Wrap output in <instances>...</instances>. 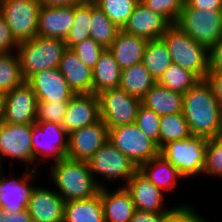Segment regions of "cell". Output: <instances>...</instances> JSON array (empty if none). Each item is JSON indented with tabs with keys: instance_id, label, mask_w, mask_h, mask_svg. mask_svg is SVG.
<instances>
[{
	"instance_id": "obj_1",
	"label": "cell",
	"mask_w": 222,
	"mask_h": 222,
	"mask_svg": "<svg viewBox=\"0 0 222 222\" xmlns=\"http://www.w3.org/2000/svg\"><path fill=\"white\" fill-rule=\"evenodd\" d=\"M182 113L193 136L220 137L222 107L206 80H200L183 94Z\"/></svg>"
},
{
	"instance_id": "obj_2",
	"label": "cell",
	"mask_w": 222,
	"mask_h": 222,
	"mask_svg": "<svg viewBox=\"0 0 222 222\" xmlns=\"http://www.w3.org/2000/svg\"><path fill=\"white\" fill-rule=\"evenodd\" d=\"M51 165L49 169L51 181L54 182L57 193L65 202L91 198L104 187L102 182L99 183V180L92 176L86 161L66 157Z\"/></svg>"
},
{
	"instance_id": "obj_3",
	"label": "cell",
	"mask_w": 222,
	"mask_h": 222,
	"mask_svg": "<svg viewBox=\"0 0 222 222\" xmlns=\"http://www.w3.org/2000/svg\"><path fill=\"white\" fill-rule=\"evenodd\" d=\"M66 49L64 40L58 38L35 36L30 40L20 42L16 53L23 78L28 81L42 70L59 68Z\"/></svg>"
},
{
	"instance_id": "obj_4",
	"label": "cell",
	"mask_w": 222,
	"mask_h": 222,
	"mask_svg": "<svg viewBox=\"0 0 222 222\" xmlns=\"http://www.w3.org/2000/svg\"><path fill=\"white\" fill-rule=\"evenodd\" d=\"M171 56L172 63L190 70L201 80L209 71V50L194 41L180 26L170 24L161 37Z\"/></svg>"
},
{
	"instance_id": "obj_5",
	"label": "cell",
	"mask_w": 222,
	"mask_h": 222,
	"mask_svg": "<svg viewBox=\"0 0 222 222\" xmlns=\"http://www.w3.org/2000/svg\"><path fill=\"white\" fill-rule=\"evenodd\" d=\"M206 147V138L192 135L183 140L168 142L160 149V155L184 178H191L204 171Z\"/></svg>"
},
{
	"instance_id": "obj_6",
	"label": "cell",
	"mask_w": 222,
	"mask_h": 222,
	"mask_svg": "<svg viewBox=\"0 0 222 222\" xmlns=\"http://www.w3.org/2000/svg\"><path fill=\"white\" fill-rule=\"evenodd\" d=\"M176 24L208 50L222 38V10L205 12L184 4Z\"/></svg>"
},
{
	"instance_id": "obj_7",
	"label": "cell",
	"mask_w": 222,
	"mask_h": 222,
	"mask_svg": "<svg viewBox=\"0 0 222 222\" xmlns=\"http://www.w3.org/2000/svg\"><path fill=\"white\" fill-rule=\"evenodd\" d=\"M108 141L137 167L160 155L158 144L147 137L135 123L109 128Z\"/></svg>"
},
{
	"instance_id": "obj_8",
	"label": "cell",
	"mask_w": 222,
	"mask_h": 222,
	"mask_svg": "<svg viewBox=\"0 0 222 222\" xmlns=\"http://www.w3.org/2000/svg\"><path fill=\"white\" fill-rule=\"evenodd\" d=\"M39 0H0V14L20 43L37 36Z\"/></svg>"
},
{
	"instance_id": "obj_9",
	"label": "cell",
	"mask_w": 222,
	"mask_h": 222,
	"mask_svg": "<svg viewBox=\"0 0 222 222\" xmlns=\"http://www.w3.org/2000/svg\"><path fill=\"white\" fill-rule=\"evenodd\" d=\"M100 119L108 128L134 124L141 101L120 88L97 94Z\"/></svg>"
},
{
	"instance_id": "obj_10",
	"label": "cell",
	"mask_w": 222,
	"mask_h": 222,
	"mask_svg": "<svg viewBox=\"0 0 222 222\" xmlns=\"http://www.w3.org/2000/svg\"><path fill=\"white\" fill-rule=\"evenodd\" d=\"M68 138L69 134L59 123L35 122L31 135L35 161L43 159L49 163L53 158L52 163H55L66 158Z\"/></svg>"
},
{
	"instance_id": "obj_11",
	"label": "cell",
	"mask_w": 222,
	"mask_h": 222,
	"mask_svg": "<svg viewBox=\"0 0 222 222\" xmlns=\"http://www.w3.org/2000/svg\"><path fill=\"white\" fill-rule=\"evenodd\" d=\"M88 165L93 177L97 174L107 181L124 180L125 184L138 170V167L109 141L89 159Z\"/></svg>"
},
{
	"instance_id": "obj_12",
	"label": "cell",
	"mask_w": 222,
	"mask_h": 222,
	"mask_svg": "<svg viewBox=\"0 0 222 222\" xmlns=\"http://www.w3.org/2000/svg\"><path fill=\"white\" fill-rule=\"evenodd\" d=\"M33 124L5 123L0 128V167L2 159L11 158L37 167L31 141ZM5 156V157H4ZM4 157V158H3Z\"/></svg>"
},
{
	"instance_id": "obj_13",
	"label": "cell",
	"mask_w": 222,
	"mask_h": 222,
	"mask_svg": "<svg viewBox=\"0 0 222 222\" xmlns=\"http://www.w3.org/2000/svg\"><path fill=\"white\" fill-rule=\"evenodd\" d=\"M109 128L103 120L69 133L67 158L86 161L108 141Z\"/></svg>"
},
{
	"instance_id": "obj_14",
	"label": "cell",
	"mask_w": 222,
	"mask_h": 222,
	"mask_svg": "<svg viewBox=\"0 0 222 222\" xmlns=\"http://www.w3.org/2000/svg\"><path fill=\"white\" fill-rule=\"evenodd\" d=\"M37 102V96L31 84L25 80L5 94L3 122L34 124L36 122Z\"/></svg>"
},
{
	"instance_id": "obj_15",
	"label": "cell",
	"mask_w": 222,
	"mask_h": 222,
	"mask_svg": "<svg viewBox=\"0 0 222 222\" xmlns=\"http://www.w3.org/2000/svg\"><path fill=\"white\" fill-rule=\"evenodd\" d=\"M28 82L38 102L70 101L75 95L58 68L42 70L34 74Z\"/></svg>"
},
{
	"instance_id": "obj_16",
	"label": "cell",
	"mask_w": 222,
	"mask_h": 222,
	"mask_svg": "<svg viewBox=\"0 0 222 222\" xmlns=\"http://www.w3.org/2000/svg\"><path fill=\"white\" fill-rule=\"evenodd\" d=\"M38 172L37 169H32L25 173L21 178L14 177L5 178L3 176L2 168L0 169V207L4 208L6 212H19L27 208L31 193L35 187L29 184L30 180L36 179L34 176ZM34 174V175H33ZM9 179V180H8Z\"/></svg>"
},
{
	"instance_id": "obj_17",
	"label": "cell",
	"mask_w": 222,
	"mask_h": 222,
	"mask_svg": "<svg viewBox=\"0 0 222 222\" xmlns=\"http://www.w3.org/2000/svg\"><path fill=\"white\" fill-rule=\"evenodd\" d=\"M123 187L131 195L135 209L148 212H170L174 207H163L164 195L150 180L137 170Z\"/></svg>"
},
{
	"instance_id": "obj_18",
	"label": "cell",
	"mask_w": 222,
	"mask_h": 222,
	"mask_svg": "<svg viewBox=\"0 0 222 222\" xmlns=\"http://www.w3.org/2000/svg\"><path fill=\"white\" fill-rule=\"evenodd\" d=\"M100 120L98 97L94 93L75 94L68 102L62 126L69 134Z\"/></svg>"
},
{
	"instance_id": "obj_19",
	"label": "cell",
	"mask_w": 222,
	"mask_h": 222,
	"mask_svg": "<svg viewBox=\"0 0 222 222\" xmlns=\"http://www.w3.org/2000/svg\"><path fill=\"white\" fill-rule=\"evenodd\" d=\"M64 199L54 190L35 186L27 210L33 222H63Z\"/></svg>"
},
{
	"instance_id": "obj_20",
	"label": "cell",
	"mask_w": 222,
	"mask_h": 222,
	"mask_svg": "<svg viewBox=\"0 0 222 222\" xmlns=\"http://www.w3.org/2000/svg\"><path fill=\"white\" fill-rule=\"evenodd\" d=\"M170 23L160 14L147 8L141 1L135 6L123 31L147 40L161 39Z\"/></svg>"
},
{
	"instance_id": "obj_21",
	"label": "cell",
	"mask_w": 222,
	"mask_h": 222,
	"mask_svg": "<svg viewBox=\"0 0 222 222\" xmlns=\"http://www.w3.org/2000/svg\"><path fill=\"white\" fill-rule=\"evenodd\" d=\"M74 17V6L41 5L37 36L64 40L73 26Z\"/></svg>"
},
{
	"instance_id": "obj_22",
	"label": "cell",
	"mask_w": 222,
	"mask_h": 222,
	"mask_svg": "<svg viewBox=\"0 0 222 222\" xmlns=\"http://www.w3.org/2000/svg\"><path fill=\"white\" fill-rule=\"evenodd\" d=\"M58 69L75 94L93 93V70L71 49L64 51Z\"/></svg>"
},
{
	"instance_id": "obj_23",
	"label": "cell",
	"mask_w": 222,
	"mask_h": 222,
	"mask_svg": "<svg viewBox=\"0 0 222 222\" xmlns=\"http://www.w3.org/2000/svg\"><path fill=\"white\" fill-rule=\"evenodd\" d=\"M105 222H129L135 209L131 195L125 187L109 191L106 186L99 190Z\"/></svg>"
},
{
	"instance_id": "obj_24",
	"label": "cell",
	"mask_w": 222,
	"mask_h": 222,
	"mask_svg": "<svg viewBox=\"0 0 222 222\" xmlns=\"http://www.w3.org/2000/svg\"><path fill=\"white\" fill-rule=\"evenodd\" d=\"M148 40L120 30L108 48L121 70L142 62Z\"/></svg>"
},
{
	"instance_id": "obj_25",
	"label": "cell",
	"mask_w": 222,
	"mask_h": 222,
	"mask_svg": "<svg viewBox=\"0 0 222 222\" xmlns=\"http://www.w3.org/2000/svg\"><path fill=\"white\" fill-rule=\"evenodd\" d=\"M141 104L159 116L182 113L183 94L172 91L157 83L145 94Z\"/></svg>"
},
{
	"instance_id": "obj_26",
	"label": "cell",
	"mask_w": 222,
	"mask_h": 222,
	"mask_svg": "<svg viewBox=\"0 0 222 222\" xmlns=\"http://www.w3.org/2000/svg\"><path fill=\"white\" fill-rule=\"evenodd\" d=\"M138 170L163 192L166 190L171 191V189H174L178 184V178H184L179 171L161 155L152 158L149 162L141 164Z\"/></svg>"
},
{
	"instance_id": "obj_27",
	"label": "cell",
	"mask_w": 222,
	"mask_h": 222,
	"mask_svg": "<svg viewBox=\"0 0 222 222\" xmlns=\"http://www.w3.org/2000/svg\"><path fill=\"white\" fill-rule=\"evenodd\" d=\"M93 70V93L95 95L108 89L119 88L121 82V69L114 56L106 48Z\"/></svg>"
},
{
	"instance_id": "obj_28",
	"label": "cell",
	"mask_w": 222,
	"mask_h": 222,
	"mask_svg": "<svg viewBox=\"0 0 222 222\" xmlns=\"http://www.w3.org/2000/svg\"><path fill=\"white\" fill-rule=\"evenodd\" d=\"M63 222H105L100 194L65 202Z\"/></svg>"
},
{
	"instance_id": "obj_29",
	"label": "cell",
	"mask_w": 222,
	"mask_h": 222,
	"mask_svg": "<svg viewBox=\"0 0 222 222\" xmlns=\"http://www.w3.org/2000/svg\"><path fill=\"white\" fill-rule=\"evenodd\" d=\"M156 84L142 62L121 70V82L119 88L127 92L133 98L142 101L145 94Z\"/></svg>"
},
{
	"instance_id": "obj_30",
	"label": "cell",
	"mask_w": 222,
	"mask_h": 222,
	"mask_svg": "<svg viewBox=\"0 0 222 222\" xmlns=\"http://www.w3.org/2000/svg\"><path fill=\"white\" fill-rule=\"evenodd\" d=\"M142 63L157 81L172 64L171 56L162 39L148 40L143 53Z\"/></svg>"
},
{
	"instance_id": "obj_31",
	"label": "cell",
	"mask_w": 222,
	"mask_h": 222,
	"mask_svg": "<svg viewBox=\"0 0 222 222\" xmlns=\"http://www.w3.org/2000/svg\"><path fill=\"white\" fill-rule=\"evenodd\" d=\"M90 24V37L104 48L111 46L121 30L105 15L96 3H92Z\"/></svg>"
},
{
	"instance_id": "obj_32",
	"label": "cell",
	"mask_w": 222,
	"mask_h": 222,
	"mask_svg": "<svg viewBox=\"0 0 222 222\" xmlns=\"http://www.w3.org/2000/svg\"><path fill=\"white\" fill-rule=\"evenodd\" d=\"M91 13L92 3L82 2L74 5V23L64 39V43L68 49H71L83 40L90 38Z\"/></svg>"
},
{
	"instance_id": "obj_33",
	"label": "cell",
	"mask_w": 222,
	"mask_h": 222,
	"mask_svg": "<svg viewBox=\"0 0 222 222\" xmlns=\"http://www.w3.org/2000/svg\"><path fill=\"white\" fill-rule=\"evenodd\" d=\"M200 80L201 79L190 70L172 63L156 83L172 91L184 94Z\"/></svg>"
},
{
	"instance_id": "obj_34",
	"label": "cell",
	"mask_w": 222,
	"mask_h": 222,
	"mask_svg": "<svg viewBox=\"0 0 222 222\" xmlns=\"http://www.w3.org/2000/svg\"><path fill=\"white\" fill-rule=\"evenodd\" d=\"M192 136L183 113H176L160 118L159 148L171 141L183 140Z\"/></svg>"
},
{
	"instance_id": "obj_35",
	"label": "cell",
	"mask_w": 222,
	"mask_h": 222,
	"mask_svg": "<svg viewBox=\"0 0 222 222\" xmlns=\"http://www.w3.org/2000/svg\"><path fill=\"white\" fill-rule=\"evenodd\" d=\"M24 81L17 53L0 54V90L6 94Z\"/></svg>"
},
{
	"instance_id": "obj_36",
	"label": "cell",
	"mask_w": 222,
	"mask_h": 222,
	"mask_svg": "<svg viewBox=\"0 0 222 222\" xmlns=\"http://www.w3.org/2000/svg\"><path fill=\"white\" fill-rule=\"evenodd\" d=\"M139 1L140 0H99L96 5L122 30Z\"/></svg>"
},
{
	"instance_id": "obj_37",
	"label": "cell",
	"mask_w": 222,
	"mask_h": 222,
	"mask_svg": "<svg viewBox=\"0 0 222 222\" xmlns=\"http://www.w3.org/2000/svg\"><path fill=\"white\" fill-rule=\"evenodd\" d=\"M203 174L222 178V137L207 139Z\"/></svg>"
},
{
	"instance_id": "obj_38",
	"label": "cell",
	"mask_w": 222,
	"mask_h": 222,
	"mask_svg": "<svg viewBox=\"0 0 222 222\" xmlns=\"http://www.w3.org/2000/svg\"><path fill=\"white\" fill-rule=\"evenodd\" d=\"M147 8L163 16L170 24L177 23L185 0H140Z\"/></svg>"
},
{
	"instance_id": "obj_39",
	"label": "cell",
	"mask_w": 222,
	"mask_h": 222,
	"mask_svg": "<svg viewBox=\"0 0 222 222\" xmlns=\"http://www.w3.org/2000/svg\"><path fill=\"white\" fill-rule=\"evenodd\" d=\"M160 118L153 110L146 108L144 105H140L137 111V117L135 124L140 130L150 139L154 140L159 146V129Z\"/></svg>"
},
{
	"instance_id": "obj_40",
	"label": "cell",
	"mask_w": 222,
	"mask_h": 222,
	"mask_svg": "<svg viewBox=\"0 0 222 222\" xmlns=\"http://www.w3.org/2000/svg\"><path fill=\"white\" fill-rule=\"evenodd\" d=\"M69 101L37 102L36 122L62 124Z\"/></svg>"
},
{
	"instance_id": "obj_41",
	"label": "cell",
	"mask_w": 222,
	"mask_h": 222,
	"mask_svg": "<svg viewBox=\"0 0 222 222\" xmlns=\"http://www.w3.org/2000/svg\"><path fill=\"white\" fill-rule=\"evenodd\" d=\"M102 45L94 41L91 37L73 46L71 50L79 59L91 69L97 64L102 52L105 50Z\"/></svg>"
},
{
	"instance_id": "obj_42",
	"label": "cell",
	"mask_w": 222,
	"mask_h": 222,
	"mask_svg": "<svg viewBox=\"0 0 222 222\" xmlns=\"http://www.w3.org/2000/svg\"><path fill=\"white\" fill-rule=\"evenodd\" d=\"M196 209L186 203L174 207L164 219V222H195L200 216Z\"/></svg>"
},
{
	"instance_id": "obj_43",
	"label": "cell",
	"mask_w": 222,
	"mask_h": 222,
	"mask_svg": "<svg viewBox=\"0 0 222 222\" xmlns=\"http://www.w3.org/2000/svg\"><path fill=\"white\" fill-rule=\"evenodd\" d=\"M18 44L19 43L13 37L7 22L0 14V54L15 52Z\"/></svg>"
},
{
	"instance_id": "obj_44",
	"label": "cell",
	"mask_w": 222,
	"mask_h": 222,
	"mask_svg": "<svg viewBox=\"0 0 222 222\" xmlns=\"http://www.w3.org/2000/svg\"><path fill=\"white\" fill-rule=\"evenodd\" d=\"M208 73H222V38L209 50Z\"/></svg>"
},
{
	"instance_id": "obj_45",
	"label": "cell",
	"mask_w": 222,
	"mask_h": 222,
	"mask_svg": "<svg viewBox=\"0 0 222 222\" xmlns=\"http://www.w3.org/2000/svg\"><path fill=\"white\" fill-rule=\"evenodd\" d=\"M169 212H148L136 209L129 222H164Z\"/></svg>"
},
{
	"instance_id": "obj_46",
	"label": "cell",
	"mask_w": 222,
	"mask_h": 222,
	"mask_svg": "<svg viewBox=\"0 0 222 222\" xmlns=\"http://www.w3.org/2000/svg\"><path fill=\"white\" fill-rule=\"evenodd\" d=\"M0 222H33V220L27 208L19 212L9 213L0 207Z\"/></svg>"
},
{
	"instance_id": "obj_47",
	"label": "cell",
	"mask_w": 222,
	"mask_h": 222,
	"mask_svg": "<svg viewBox=\"0 0 222 222\" xmlns=\"http://www.w3.org/2000/svg\"><path fill=\"white\" fill-rule=\"evenodd\" d=\"M189 8L208 10H222V0H185L184 3Z\"/></svg>"
},
{
	"instance_id": "obj_48",
	"label": "cell",
	"mask_w": 222,
	"mask_h": 222,
	"mask_svg": "<svg viewBox=\"0 0 222 222\" xmlns=\"http://www.w3.org/2000/svg\"><path fill=\"white\" fill-rule=\"evenodd\" d=\"M205 80L211 86L213 95L222 107V73H208Z\"/></svg>"
},
{
	"instance_id": "obj_49",
	"label": "cell",
	"mask_w": 222,
	"mask_h": 222,
	"mask_svg": "<svg viewBox=\"0 0 222 222\" xmlns=\"http://www.w3.org/2000/svg\"><path fill=\"white\" fill-rule=\"evenodd\" d=\"M43 6H74L83 2V0H39Z\"/></svg>"
},
{
	"instance_id": "obj_50",
	"label": "cell",
	"mask_w": 222,
	"mask_h": 222,
	"mask_svg": "<svg viewBox=\"0 0 222 222\" xmlns=\"http://www.w3.org/2000/svg\"><path fill=\"white\" fill-rule=\"evenodd\" d=\"M5 104V93L0 90V117H2Z\"/></svg>"
},
{
	"instance_id": "obj_51",
	"label": "cell",
	"mask_w": 222,
	"mask_h": 222,
	"mask_svg": "<svg viewBox=\"0 0 222 222\" xmlns=\"http://www.w3.org/2000/svg\"><path fill=\"white\" fill-rule=\"evenodd\" d=\"M203 217L202 216H199L196 220H195V222H209V221H205V219H202Z\"/></svg>"
},
{
	"instance_id": "obj_52",
	"label": "cell",
	"mask_w": 222,
	"mask_h": 222,
	"mask_svg": "<svg viewBox=\"0 0 222 222\" xmlns=\"http://www.w3.org/2000/svg\"><path fill=\"white\" fill-rule=\"evenodd\" d=\"M99 0H83L85 3H97Z\"/></svg>"
},
{
	"instance_id": "obj_53",
	"label": "cell",
	"mask_w": 222,
	"mask_h": 222,
	"mask_svg": "<svg viewBox=\"0 0 222 222\" xmlns=\"http://www.w3.org/2000/svg\"><path fill=\"white\" fill-rule=\"evenodd\" d=\"M220 137H222V120H221V128H220Z\"/></svg>"
},
{
	"instance_id": "obj_54",
	"label": "cell",
	"mask_w": 222,
	"mask_h": 222,
	"mask_svg": "<svg viewBox=\"0 0 222 222\" xmlns=\"http://www.w3.org/2000/svg\"><path fill=\"white\" fill-rule=\"evenodd\" d=\"M2 124H3V120H2V117H0V128Z\"/></svg>"
}]
</instances>
